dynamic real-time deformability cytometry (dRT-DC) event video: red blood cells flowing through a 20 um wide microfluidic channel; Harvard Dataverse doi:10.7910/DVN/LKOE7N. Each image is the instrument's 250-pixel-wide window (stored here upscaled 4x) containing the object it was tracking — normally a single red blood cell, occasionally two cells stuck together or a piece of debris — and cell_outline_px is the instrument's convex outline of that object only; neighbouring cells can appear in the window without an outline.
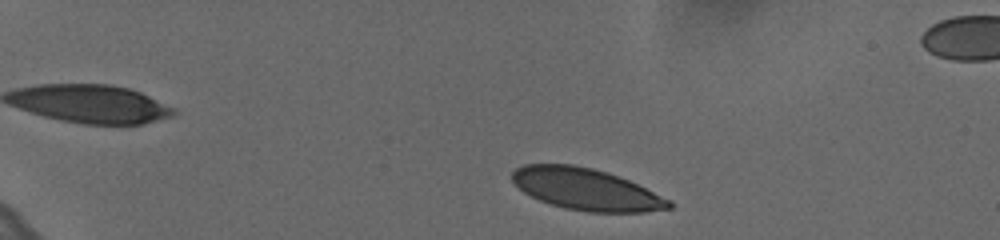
{"species": "human", "species_latin": "Homo sapiens", "temperature_condition": "cold", "stored_images_in_passage": 26, "camera_frame_rate_fps": 3000, "um_per_image_px": 0.085, "donor": {"sex": "female"}, "frame": {"image": 1, "passage_image": 2, "time_ms": 0.333, "image_size_px": [1000, 240], "cell_outline_px": [[672, 208], [644, 212], [588, 212], [564, 208], [540, 200], [524, 192], [512, 180], [512, 172], [516, 168], [524, 164], [572, 164], [592, 168], [628, 180], [672, 200]], "centroid_in_image_um": [49.83, 16.09], "position_along_channel_um": 35.2, "area_um2": 37.8}}
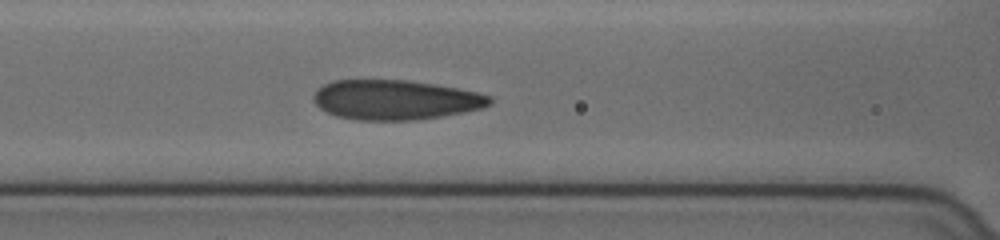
{"frame": {"image": 2, "passage_image": 15, "time_ms": 4.667, "image_size_px": [1000, 240], "cell_outline_px": [[492, 104], [484, 108], [464, 112], [416, 120], [356, 120], [336, 116], [324, 112], [312, 100], [312, 96], [316, 88], [332, 80], [408, 80], [456, 88], [476, 92], [492, 96]], "centroid_in_image_um": [33.57, 8.49], "position_along_channel_um": 133.0, "area_um2": 41.1}}
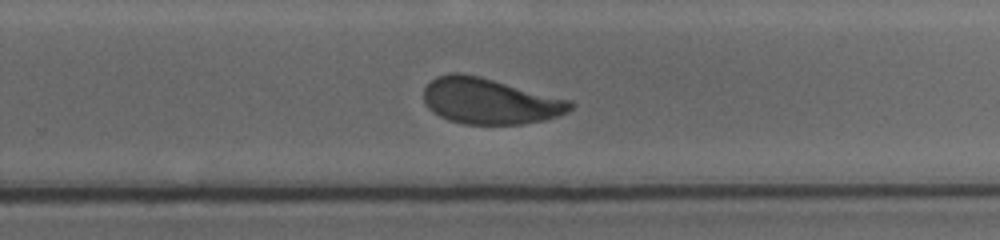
{"frame": {"image": 3, "passage_image": 26, "time_ms": 8.333, "image_size_px": [1000, 240], "cell_outline_px": [[576, 104], [568, 112], [544, 120], [524, 124], [464, 124], [448, 120], [440, 116], [428, 108], [424, 100], [424, 88], [436, 76], [456, 72], [460, 72], [480, 76], [572, 100]], "centroid_in_image_um": [41.65, 8.59], "position_along_channel_um": 288.1, "area_um2": 39.36}}